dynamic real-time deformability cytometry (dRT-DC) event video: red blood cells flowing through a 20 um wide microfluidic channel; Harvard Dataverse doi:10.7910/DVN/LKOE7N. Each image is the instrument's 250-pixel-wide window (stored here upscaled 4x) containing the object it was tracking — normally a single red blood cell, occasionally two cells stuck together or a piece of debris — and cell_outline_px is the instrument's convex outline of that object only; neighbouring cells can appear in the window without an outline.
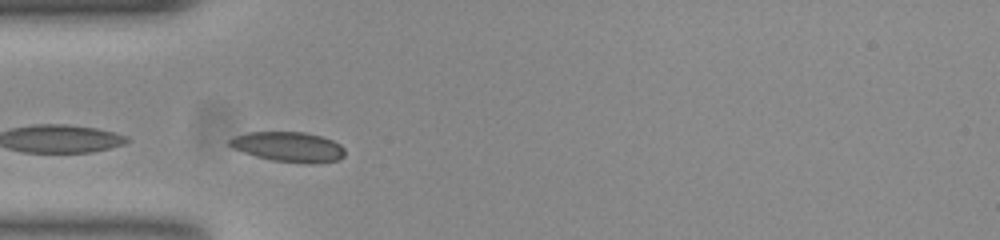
{"species": "common noctule bat (a hibernating species)", "species_latin": "Nyctalus noctula", "temperature_condition": "room temperature", "stored_images_in_passage": 36, "camera_frame_rate_fps": 3000, "um_per_image_px": 0.085, "animal": {"sex": "female", "body_mass_g": 23.0, "forearm_length_mm": 53.4}, "frame": {"image": 1, "passage_image": 6, "time_ms": 1.667, "image_size_px": [1000, 240], "cell_outline_px": [[344, 156], [336, 160], [272, 160], [256, 156], [232, 148], [228, 144], [228, 140], [236, 136], [248, 132], [304, 132], [320, 136], [332, 140], [340, 144], [344, 148]], "centroid_in_image_um": [24.45, 12.42], "position_along_channel_um": 60.6, "area_um2": 19.07}}
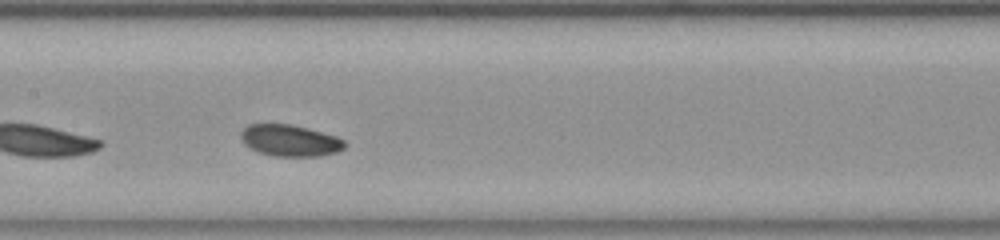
{"frame": {"image": 2, "passage_image": 16, "time_ms": 5.0, "image_size_px": [1000, 240], "cell_outline_px": [[344, 148], [336, 152], [320, 156], [276, 156], [260, 152], [244, 144], [240, 136], [240, 132], [248, 124], [288, 124], [336, 136], [344, 140]], "centroid_in_image_um": [24.62, 11.94], "position_along_channel_um": 182.8, "area_um2": 18.73}, "authors_computed_cell_mechanics": {"area_um2": 19.3052, "velocity_mm_per_s": 3.7116, "shape_relaxation_time_tau1_ms": 1.6034, "shape_relaxation_time_tau2_ms": null, "deformation_change_tau1": 0.0592, "deformation_change_tau2": null}}